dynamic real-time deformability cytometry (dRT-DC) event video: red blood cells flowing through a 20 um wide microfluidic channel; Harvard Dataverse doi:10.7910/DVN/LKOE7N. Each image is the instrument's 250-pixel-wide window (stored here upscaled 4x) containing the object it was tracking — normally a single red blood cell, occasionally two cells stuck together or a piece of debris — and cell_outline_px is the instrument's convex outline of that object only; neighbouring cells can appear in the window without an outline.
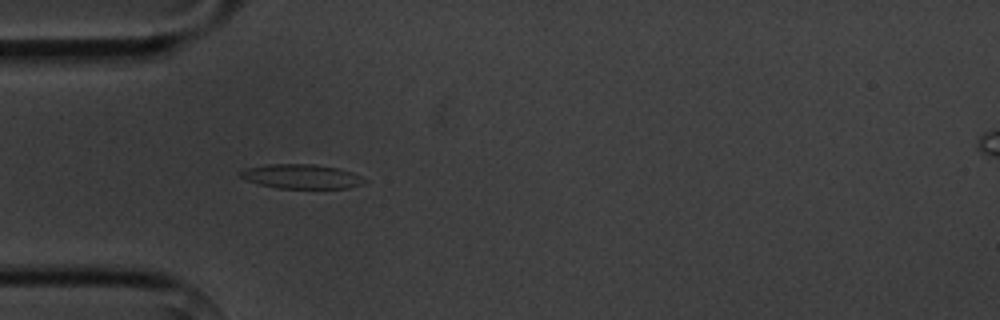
{"species": "common noctule bat (a hibernating species)", "species_latin": "Nyctalus noctula", "temperature_condition": "cold", "stored_images_in_passage": 4, "camera_frame_rate_fps": 3000, "um_per_image_px": 0.085, "animal": {"sex": "male", "body_mass_g": 20.1, "forearm_length_mm": 53.5}, "frame": {"image": 1, "passage_image": 4, "time_ms": 3.667, "image_size_px": [1000, 320], "cell_outline_px": [[368, 180], [364, 184], [348, 188], [276, 188], [244, 180], [236, 172], [248, 168], [268, 164], [312, 164], [336, 168], [352, 172]], "centroid_in_image_um": [25.61, 15.0], "position_along_channel_um": 59.4, "area_um2": 17.63}}